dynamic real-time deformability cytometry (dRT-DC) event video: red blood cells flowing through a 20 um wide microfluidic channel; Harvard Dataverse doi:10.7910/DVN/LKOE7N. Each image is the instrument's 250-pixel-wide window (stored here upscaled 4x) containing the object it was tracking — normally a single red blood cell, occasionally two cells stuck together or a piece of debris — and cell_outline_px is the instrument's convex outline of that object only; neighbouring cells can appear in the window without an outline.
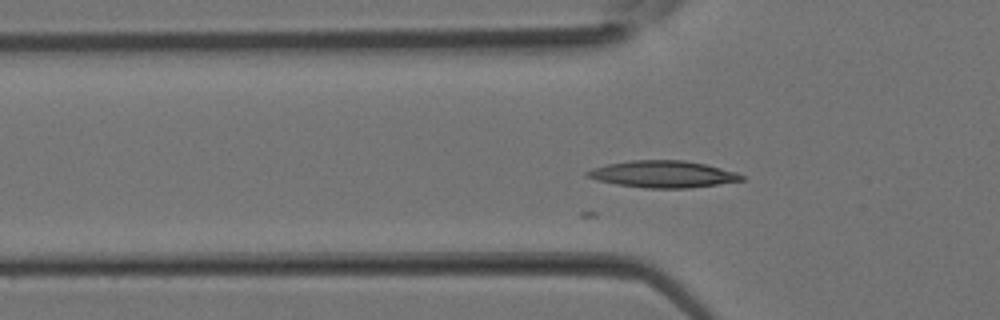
{"species": "Egyptian fruit bat (a non-hibernating species)", "species_latin": "Rousettus aegyptiacus", "temperature_condition": "room temperature", "stored_images_in_passage": 19, "camera_frame_rate_fps": 3000, "um_per_image_px": 0.085, "animal": {"sex": "female"}, "frame": {"image": 1, "passage_image": 10, "time_ms": 3.0, "image_size_px": [1000, 320], "cell_outline_px": [[744, 180], [688, 188], [648, 188], [616, 184], [596, 180], [584, 176], [584, 172], [592, 168], [608, 164], [632, 160], [684, 160], [704, 164], [736, 172], [744, 176]], "centroid_in_image_um": [56.3, 14.8], "position_along_channel_um": 69.5, "area_um2": 23.99}}
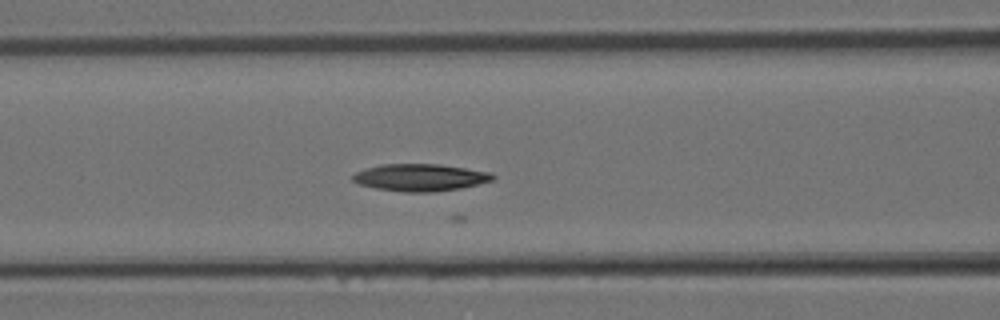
{"frame": {"image": 2, "passage_image": 13, "time_ms": 4.0, "image_size_px": [1000, 320], "cell_outline_px": [[496, 176], [492, 180], [460, 188], [432, 192], [404, 192], [376, 188], [360, 184], [352, 180], [352, 176], [356, 172], [380, 164], [440, 164], [492, 172]], "centroid_in_image_um": [35.73, 15.08], "position_along_channel_um": 130.9, "area_um2": 22.02}}
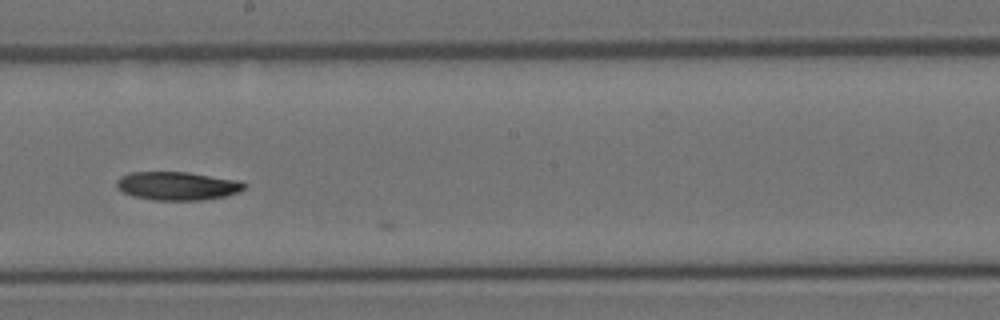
{"frame": {"image": 3, "passage_image": 18, "time_ms": 5.667, "image_size_px": [1000, 320], "cell_outline_px": [[248, 184], [240, 192], [224, 196], [200, 200], [156, 200], [132, 196], [120, 192], [116, 188], [116, 180], [120, 176], [132, 172], [188, 172], [240, 180]], "centroid_in_image_um": [15.06, 15.8], "position_along_channel_um": 233.1, "area_um2": 21.39}}